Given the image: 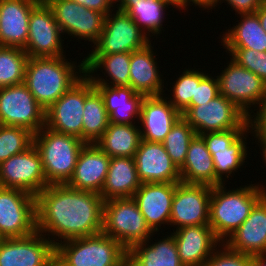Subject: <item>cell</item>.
<instances>
[{"label":"cell","mask_w":266,"mask_h":266,"mask_svg":"<svg viewBox=\"0 0 266 266\" xmlns=\"http://www.w3.org/2000/svg\"><path fill=\"white\" fill-rule=\"evenodd\" d=\"M41 0L0 1V46L24 48L32 9Z\"/></svg>","instance_id":"obj_25"},{"label":"cell","mask_w":266,"mask_h":266,"mask_svg":"<svg viewBox=\"0 0 266 266\" xmlns=\"http://www.w3.org/2000/svg\"><path fill=\"white\" fill-rule=\"evenodd\" d=\"M256 112L254 115H249V129L252 128L249 132L252 131L251 133L255 134L253 136L258 138L260 145H266V99L259 105V110Z\"/></svg>","instance_id":"obj_43"},{"label":"cell","mask_w":266,"mask_h":266,"mask_svg":"<svg viewBox=\"0 0 266 266\" xmlns=\"http://www.w3.org/2000/svg\"><path fill=\"white\" fill-rule=\"evenodd\" d=\"M151 48L153 49L150 42L145 47L131 53L129 86L144 96H158L164 93V85H162L164 80L160 77L163 75L157 69L155 53Z\"/></svg>","instance_id":"obj_26"},{"label":"cell","mask_w":266,"mask_h":266,"mask_svg":"<svg viewBox=\"0 0 266 266\" xmlns=\"http://www.w3.org/2000/svg\"><path fill=\"white\" fill-rule=\"evenodd\" d=\"M45 123V109L24 82L0 88V125L23 127L36 134Z\"/></svg>","instance_id":"obj_8"},{"label":"cell","mask_w":266,"mask_h":266,"mask_svg":"<svg viewBox=\"0 0 266 266\" xmlns=\"http://www.w3.org/2000/svg\"><path fill=\"white\" fill-rule=\"evenodd\" d=\"M169 1L175 4L177 8H180V0H169Z\"/></svg>","instance_id":"obj_51"},{"label":"cell","mask_w":266,"mask_h":266,"mask_svg":"<svg viewBox=\"0 0 266 266\" xmlns=\"http://www.w3.org/2000/svg\"><path fill=\"white\" fill-rule=\"evenodd\" d=\"M36 231V197L14 188L0 187V237H26Z\"/></svg>","instance_id":"obj_9"},{"label":"cell","mask_w":266,"mask_h":266,"mask_svg":"<svg viewBox=\"0 0 266 266\" xmlns=\"http://www.w3.org/2000/svg\"><path fill=\"white\" fill-rule=\"evenodd\" d=\"M35 197L36 230L45 236L48 232V239L53 235L64 242L102 233L104 200L99 193L50 184Z\"/></svg>","instance_id":"obj_1"},{"label":"cell","mask_w":266,"mask_h":266,"mask_svg":"<svg viewBox=\"0 0 266 266\" xmlns=\"http://www.w3.org/2000/svg\"><path fill=\"white\" fill-rule=\"evenodd\" d=\"M140 0H117L120 4H117V9L123 12H127L135 3H138Z\"/></svg>","instance_id":"obj_48"},{"label":"cell","mask_w":266,"mask_h":266,"mask_svg":"<svg viewBox=\"0 0 266 266\" xmlns=\"http://www.w3.org/2000/svg\"><path fill=\"white\" fill-rule=\"evenodd\" d=\"M232 59L266 83V52L248 48H225Z\"/></svg>","instance_id":"obj_40"},{"label":"cell","mask_w":266,"mask_h":266,"mask_svg":"<svg viewBox=\"0 0 266 266\" xmlns=\"http://www.w3.org/2000/svg\"><path fill=\"white\" fill-rule=\"evenodd\" d=\"M190 2H192L196 6H199L200 8L203 7L204 9L207 8L208 10H210L212 9V7L214 8L215 6H217L219 0H180V9H186V7L190 5Z\"/></svg>","instance_id":"obj_46"},{"label":"cell","mask_w":266,"mask_h":266,"mask_svg":"<svg viewBox=\"0 0 266 266\" xmlns=\"http://www.w3.org/2000/svg\"><path fill=\"white\" fill-rule=\"evenodd\" d=\"M261 149H262V152H263V154H261L262 156H263V160H264V162H265V164H266V145H261Z\"/></svg>","instance_id":"obj_50"},{"label":"cell","mask_w":266,"mask_h":266,"mask_svg":"<svg viewBox=\"0 0 266 266\" xmlns=\"http://www.w3.org/2000/svg\"><path fill=\"white\" fill-rule=\"evenodd\" d=\"M241 20L222 36L224 48H248L266 52V32L255 13L240 14Z\"/></svg>","instance_id":"obj_33"},{"label":"cell","mask_w":266,"mask_h":266,"mask_svg":"<svg viewBox=\"0 0 266 266\" xmlns=\"http://www.w3.org/2000/svg\"><path fill=\"white\" fill-rule=\"evenodd\" d=\"M109 115L100 92L94 88L85 98L82 141L86 144L96 143L109 126Z\"/></svg>","instance_id":"obj_34"},{"label":"cell","mask_w":266,"mask_h":266,"mask_svg":"<svg viewBox=\"0 0 266 266\" xmlns=\"http://www.w3.org/2000/svg\"><path fill=\"white\" fill-rule=\"evenodd\" d=\"M34 133L23 127L0 125V164L33 145Z\"/></svg>","instance_id":"obj_38"},{"label":"cell","mask_w":266,"mask_h":266,"mask_svg":"<svg viewBox=\"0 0 266 266\" xmlns=\"http://www.w3.org/2000/svg\"><path fill=\"white\" fill-rule=\"evenodd\" d=\"M66 60L62 56L29 57L27 61L24 83L45 111L85 74L84 59L79 69Z\"/></svg>","instance_id":"obj_2"},{"label":"cell","mask_w":266,"mask_h":266,"mask_svg":"<svg viewBox=\"0 0 266 266\" xmlns=\"http://www.w3.org/2000/svg\"><path fill=\"white\" fill-rule=\"evenodd\" d=\"M220 2L224 0H219ZM232 9L239 14H252L265 2V0H225Z\"/></svg>","instance_id":"obj_44"},{"label":"cell","mask_w":266,"mask_h":266,"mask_svg":"<svg viewBox=\"0 0 266 266\" xmlns=\"http://www.w3.org/2000/svg\"><path fill=\"white\" fill-rule=\"evenodd\" d=\"M110 159L97 144H85L79 153L73 175L66 185L100 194L106 181Z\"/></svg>","instance_id":"obj_22"},{"label":"cell","mask_w":266,"mask_h":266,"mask_svg":"<svg viewBox=\"0 0 266 266\" xmlns=\"http://www.w3.org/2000/svg\"><path fill=\"white\" fill-rule=\"evenodd\" d=\"M48 185L42 159L34 145L0 164V187L20 189L36 196Z\"/></svg>","instance_id":"obj_15"},{"label":"cell","mask_w":266,"mask_h":266,"mask_svg":"<svg viewBox=\"0 0 266 266\" xmlns=\"http://www.w3.org/2000/svg\"><path fill=\"white\" fill-rule=\"evenodd\" d=\"M224 243L231 250L250 256L266 254V194Z\"/></svg>","instance_id":"obj_24"},{"label":"cell","mask_w":266,"mask_h":266,"mask_svg":"<svg viewBox=\"0 0 266 266\" xmlns=\"http://www.w3.org/2000/svg\"><path fill=\"white\" fill-rule=\"evenodd\" d=\"M102 233L119 241L127 250L154 234L132 197L104 201Z\"/></svg>","instance_id":"obj_6"},{"label":"cell","mask_w":266,"mask_h":266,"mask_svg":"<svg viewBox=\"0 0 266 266\" xmlns=\"http://www.w3.org/2000/svg\"><path fill=\"white\" fill-rule=\"evenodd\" d=\"M179 172L181 182L186 184H205L209 186L222 184L216 178L212 155L200 135H195L190 141L186 160Z\"/></svg>","instance_id":"obj_28"},{"label":"cell","mask_w":266,"mask_h":266,"mask_svg":"<svg viewBox=\"0 0 266 266\" xmlns=\"http://www.w3.org/2000/svg\"><path fill=\"white\" fill-rule=\"evenodd\" d=\"M258 16L260 24L266 32V2H264L255 12Z\"/></svg>","instance_id":"obj_47"},{"label":"cell","mask_w":266,"mask_h":266,"mask_svg":"<svg viewBox=\"0 0 266 266\" xmlns=\"http://www.w3.org/2000/svg\"><path fill=\"white\" fill-rule=\"evenodd\" d=\"M221 246L223 249L216 248L203 266H249L250 255L231 250L224 242Z\"/></svg>","instance_id":"obj_41"},{"label":"cell","mask_w":266,"mask_h":266,"mask_svg":"<svg viewBox=\"0 0 266 266\" xmlns=\"http://www.w3.org/2000/svg\"><path fill=\"white\" fill-rule=\"evenodd\" d=\"M103 97L110 123L133 124L140 118L144 95L130 86L94 85Z\"/></svg>","instance_id":"obj_27"},{"label":"cell","mask_w":266,"mask_h":266,"mask_svg":"<svg viewBox=\"0 0 266 266\" xmlns=\"http://www.w3.org/2000/svg\"><path fill=\"white\" fill-rule=\"evenodd\" d=\"M196 135L192 126L181 116L171 127L163 143L172 162L180 169L187 156L190 141Z\"/></svg>","instance_id":"obj_37"},{"label":"cell","mask_w":266,"mask_h":266,"mask_svg":"<svg viewBox=\"0 0 266 266\" xmlns=\"http://www.w3.org/2000/svg\"><path fill=\"white\" fill-rule=\"evenodd\" d=\"M130 60L131 53H115L101 56H86L84 59L85 74L93 82L94 85H109V86H129L130 83ZM99 68H103L105 73L111 78L105 80L95 75ZM110 83H108V82Z\"/></svg>","instance_id":"obj_31"},{"label":"cell","mask_w":266,"mask_h":266,"mask_svg":"<svg viewBox=\"0 0 266 266\" xmlns=\"http://www.w3.org/2000/svg\"><path fill=\"white\" fill-rule=\"evenodd\" d=\"M212 186L177 183L172 201L170 225L177 229L209 224Z\"/></svg>","instance_id":"obj_18"},{"label":"cell","mask_w":266,"mask_h":266,"mask_svg":"<svg viewBox=\"0 0 266 266\" xmlns=\"http://www.w3.org/2000/svg\"><path fill=\"white\" fill-rule=\"evenodd\" d=\"M220 95L219 81L216 76L214 79L212 76L206 75L198 85H196L195 98L191 99L189 105H202Z\"/></svg>","instance_id":"obj_42"},{"label":"cell","mask_w":266,"mask_h":266,"mask_svg":"<svg viewBox=\"0 0 266 266\" xmlns=\"http://www.w3.org/2000/svg\"><path fill=\"white\" fill-rule=\"evenodd\" d=\"M141 184L134 157H112L100 195L104 201L131 198Z\"/></svg>","instance_id":"obj_29"},{"label":"cell","mask_w":266,"mask_h":266,"mask_svg":"<svg viewBox=\"0 0 266 266\" xmlns=\"http://www.w3.org/2000/svg\"><path fill=\"white\" fill-rule=\"evenodd\" d=\"M177 183L179 182L142 183L132 197L153 233L159 231L161 224H170L172 201Z\"/></svg>","instance_id":"obj_20"},{"label":"cell","mask_w":266,"mask_h":266,"mask_svg":"<svg viewBox=\"0 0 266 266\" xmlns=\"http://www.w3.org/2000/svg\"><path fill=\"white\" fill-rule=\"evenodd\" d=\"M134 160L142 183L181 182L179 169L172 162L163 143L141 139Z\"/></svg>","instance_id":"obj_19"},{"label":"cell","mask_w":266,"mask_h":266,"mask_svg":"<svg viewBox=\"0 0 266 266\" xmlns=\"http://www.w3.org/2000/svg\"><path fill=\"white\" fill-rule=\"evenodd\" d=\"M95 88L86 74L46 110L45 126L52 131L82 140V120L86 96Z\"/></svg>","instance_id":"obj_10"},{"label":"cell","mask_w":266,"mask_h":266,"mask_svg":"<svg viewBox=\"0 0 266 266\" xmlns=\"http://www.w3.org/2000/svg\"><path fill=\"white\" fill-rule=\"evenodd\" d=\"M228 67L217 76L220 95L235 103L248 116L251 105L266 99V83L256 74L240 66L232 58Z\"/></svg>","instance_id":"obj_14"},{"label":"cell","mask_w":266,"mask_h":266,"mask_svg":"<svg viewBox=\"0 0 266 266\" xmlns=\"http://www.w3.org/2000/svg\"><path fill=\"white\" fill-rule=\"evenodd\" d=\"M265 194L266 187L259 184L240 186L239 189L228 192L224 184L212 186L209 225L215 236L222 243L226 241L247 219L252 208Z\"/></svg>","instance_id":"obj_3"},{"label":"cell","mask_w":266,"mask_h":266,"mask_svg":"<svg viewBox=\"0 0 266 266\" xmlns=\"http://www.w3.org/2000/svg\"><path fill=\"white\" fill-rule=\"evenodd\" d=\"M85 144L76 136L55 132L46 126L34 134L33 145L42 159L49 185L66 184L70 180Z\"/></svg>","instance_id":"obj_5"},{"label":"cell","mask_w":266,"mask_h":266,"mask_svg":"<svg viewBox=\"0 0 266 266\" xmlns=\"http://www.w3.org/2000/svg\"><path fill=\"white\" fill-rule=\"evenodd\" d=\"M55 260V266H127V249L99 233L58 243Z\"/></svg>","instance_id":"obj_4"},{"label":"cell","mask_w":266,"mask_h":266,"mask_svg":"<svg viewBox=\"0 0 266 266\" xmlns=\"http://www.w3.org/2000/svg\"><path fill=\"white\" fill-rule=\"evenodd\" d=\"M72 1H75L76 3L84 6L87 9L98 11L106 16L113 11L112 9H110L111 7H114L113 4L117 3V0H72Z\"/></svg>","instance_id":"obj_45"},{"label":"cell","mask_w":266,"mask_h":266,"mask_svg":"<svg viewBox=\"0 0 266 266\" xmlns=\"http://www.w3.org/2000/svg\"><path fill=\"white\" fill-rule=\"evenodd\" d=\"M169 5L175 7V4L169 0H140L126 13L144 33L146 32L149 35L152 33L155 36L162 31L163 15L165 14L164 9Z\"/></svg>","instance_id":"obj_35"},{"label":"cell","mask_w":266,"mask_h":266,"mask_svg":"<svg viewBox=\"0 0 266 266\" xmlns=\"http://www.w3.org/2000/svg\"><path fill=\"white\" fill-rule=\"evenodd\" d=\"M198 70H184L173 85L169 102L181 113L195 98L196 85L206 76Z\"/></svg>","instance_id":"obj_39"},{"label":"cell","mask_w":266,"mask_h":266,"mask_svg":"<svg viewBox=\"0 0 266 266\" xmlns=\"http://www.w3.org/2000/svg\"><path fill=\"white\" fill-rule=\"evenodd\" d=\"M138 128L134 124L109 123L95 144L110 158L134 157L141 141Z\"/></svg>","instance_id":"obj_32"},{"label":"cell","mask_w":266,"mask_h":266,"mask_svg":"<svg viewBox=\"0 0 266 266\" xmlns=\"http://www.w3.org/2000/svg\"><path fill=\"white\" fill-rule=\"evenodd\" d=\"M249 266H266V254L251 256Z\"/></svg>","instance_id":"obj_49"},{"label":"cell","mask_w":266,"mask_h":266,"mask_svg":"<svg viewBox=\"0 0 266 266\" xmlns=\"http://www.w3.org/2000/svg\"><path fill=\"white\" fill-rule=\"evenodd\" d=\"M63 34L95 44L104 29L106 15L72 0H44Z\"/></svg>","instance_id":"obj_16"},{"label":"cell","mask_w":266,"mask_h":266,"mask_svg":"<svg viewBox=\"0 0 266 266\" xmlns=\"http://www.w3.org/2000/svg\"><path fill=\"white\" fill-rule=\"evenodd\" d=\"M28 59L23 48L0 46V88L24 82Z\"/></svg>","instance_id":"obj_36"},{"label":"cell","mask_w":266,"mask_h":266,"mask_svg":"<svg viewBox=\"0 0 266 266\" xmlns=\"http://www.w3.org/2000/svg\"><path fill=\"white\" fill-rule=\"evenodd\" d=\"M249 128H233L200 135L212 155L216 178L223 184L243 164L247 154L246 133ZM245 134V135H244ZM245 139V140H243Z\"/></svg>","instance_id":"obj_13"},{"label":"cell","mask_w":266,"mask_h":266,"mask_svg":"<svg viewBox=\"0 0 266 266\" xmlns=\"http://www.w3.org/2000/svg\"><path fill=\"white\" fill-rule=\"evenodd\" d=\"M61 29L48 4L41 0L31 11L27 44L23 48L29 57H62Z\"/></svg>","instance_id":"obj_17"},{"label":"cell","mask_w":266,"mask_h":266,"mask_svg":"<svg viewBox=\"0 0 266 266\" xmlns=\"http://www.w3.org/2000/svg\"><path fill=\"white\" fill-rule=\"evenodd\" d=\"M181 116L192 126L196 135L249 128V116L223 95H218L202 105H188L181 112Z\"/></svg>","instance_id":"obj_7"},{"label":"cell","mask_w":266,"mask_h":266,"mask_svg":"<svg viewBox=\"0 0 266 266\" xmlns=\"http://www.w3.org/2000/svg\"><path fill=\"white\" fill-rule=\"evenodd\" d=\"M111 13L106 16L104 29L88 56L132 53L151 42L148 34L127 13L120 10H116V14Z\"/></svg>","instance_id":"obj_11"},{"label":"cell","mask_w":266,"mask_h":266,"mask_svg":"<svg viewBox=\"0 0 266 266\" xmlns=\"http://www.w3.org/2000/svg\"><path fill=\"white\" fill-rule=\"evenodd\" d=\"M171 235L184 266H203L217 245L221 247L222 243L209 224L182 227L175 232L173 230Z\"/></svg>","instance_id":"obj_21"},{"label":"cell","mask_w":266,"mask_h":266,"mask_svg":"<svg viewBox=\"0 0 266 266\" xmlns=\"http://www.w3.org/2000/svg\"><path fill=\"white\" fill-rule=\"evenodd\" d=\"M149 240L151 238L127 250V266H184L171 234L151 245L148 244L151 243Z\"/></svg>","instance_id":"obj_30"},{"label":"cell","mask_w":266,"mask_h":266,"mask_svg":"<svg viewBox=\"0 0 266 266\" xmlns=\"http://www.w3.org/2000/svg\"><path fill=\"white\" fill-rule=\"evenodd\" d=\"M163 95L145 96L141 103V139L162 143L181 113Z\"/></svg>","instance_id":"obj_23"},{"label":"cell","mask_w":266,"mask_h":266,"mask_svg":"<svg viewBox=\"0 0 266 266\" xmlns=\"http://www.w3.org/2000/svg\"><path fill=\"white\" fill-rule=\"evenodd\" d=\"M39 231L0 239V266H55L56 242Z\"/></svg>","instance_id":"obj_12"}]
</instances>
